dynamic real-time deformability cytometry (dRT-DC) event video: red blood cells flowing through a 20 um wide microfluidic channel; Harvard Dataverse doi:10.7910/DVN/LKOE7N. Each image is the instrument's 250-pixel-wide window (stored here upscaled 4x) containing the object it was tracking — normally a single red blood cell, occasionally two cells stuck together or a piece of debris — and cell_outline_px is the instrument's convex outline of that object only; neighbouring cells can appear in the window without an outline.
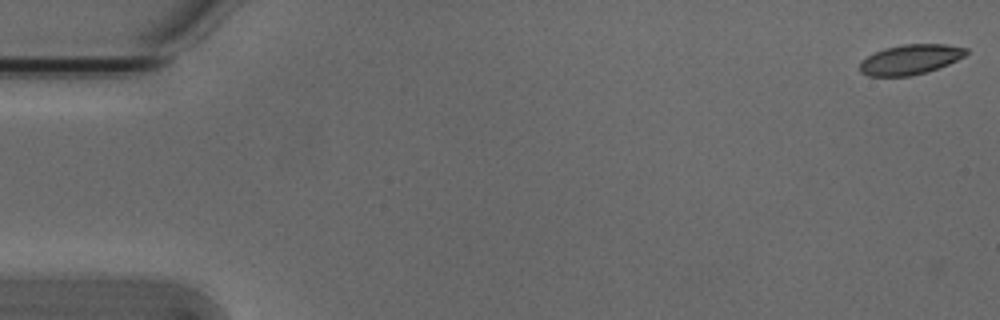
{"species": "Egyptian fruit bat (a non-hibernating species)", "species_latin": "Rousettus aegyptiacus", "temperature_condition": "cold", "stored_images_in_passage": 50, "camera_frame_rate_fps": 3000, "um_per_image_px": 0.085, "animal": {"sex": "male"}, "frame": {"image": 1, "passage_image": 1, "time_ms": 0.0, "image_size_px": [1000, 320], "cell_outline_px": [[968, 52], [964, 56], [948, 64], [928, 72], [912, 76], [868, 76], [860, 72], [860, 60], [884, 48], [904, 44], [944, 44], [968, 48]], "centroid_in_image_um": [77.37, 5.06], "position_along_channel_um": 7.6, "area_um2": 18.61}}
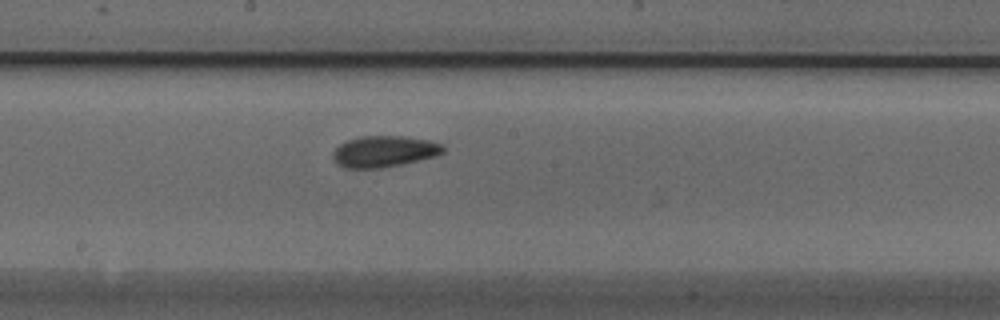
{"frame": {"image": 2, "passage_image": 29, "time_ms": 9.333, "image_size_px": [1000, 320], "cell_outline_px": [[444, 152], [436, 156], [400, 164], [380, 168], [344, 168], [336, 164], [332, 156], [332, 152], [340, 144], [348, 140], [360, 136], [404, 136], [428, 140], [444, 144]], "centroid_in_image_um": [32.64, 12.87], "position_along_channel_um": 215.6, "area_um2": 20.11}}
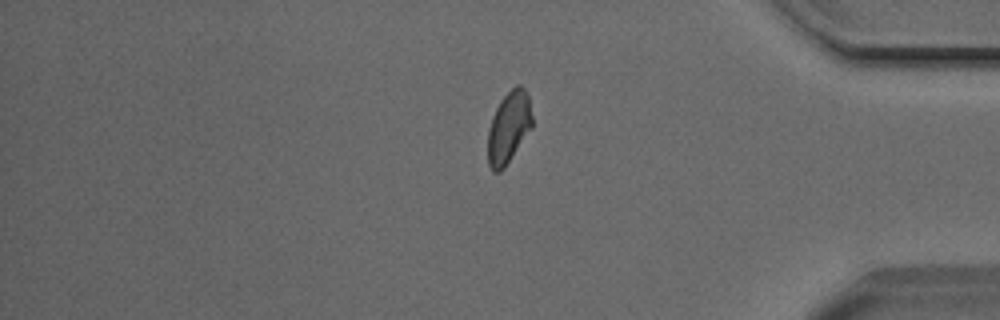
{"frame": {"image": 3, "passage_image": 45, "time_ms": 14.667, "image_size_px": [1000, 320], "cell_outline_px": [[532, 128], [504, 168], [500, 172], [492, 172], [488, 164], [488, 128], [492, 116], [500, 100], [516, 84], [520, 84], [524, 88], [528, 96], [532, 116]], "centroid_in_image_um": [43.23, 10.83], "position_along_channel_um": 392.0, "area_um2": 18.61}, "authors_computed_cell_mechanics": {"area_um2": 19.2474, "velocity_mm_per_s": 3.7997, "shape_relaxation_time_tau1_ms": null, "shape_relaxation_time_tau2_ms": 4.061, "deformation_change_tau1": null, "deformation_change_tau2": 0.0855}}